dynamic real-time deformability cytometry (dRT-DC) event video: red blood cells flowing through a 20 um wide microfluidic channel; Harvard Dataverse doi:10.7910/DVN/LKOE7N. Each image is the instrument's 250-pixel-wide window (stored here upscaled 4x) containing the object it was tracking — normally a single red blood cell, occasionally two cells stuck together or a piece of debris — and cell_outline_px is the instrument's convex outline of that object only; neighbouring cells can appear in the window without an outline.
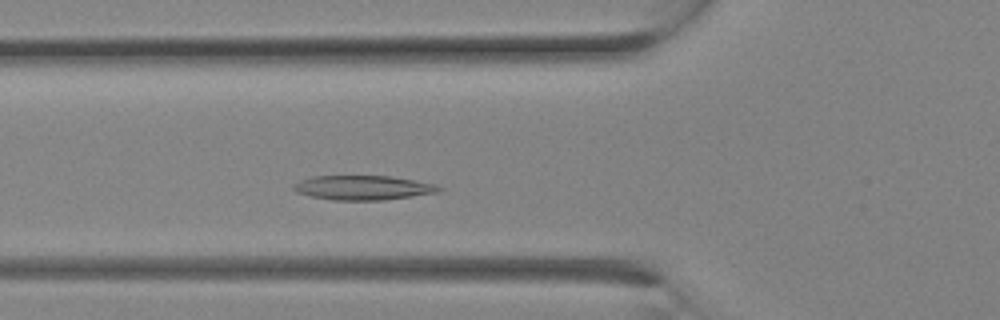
{"species": "Egyptian fruit bat (a non-hibernating species)", "species_latin": "Rousettus aegyptiacus", "temperature_condition": "room temperature", "stored_images_in_passage": 6, "camera_frame_rate_fps": 3000, "um_per_image_px": 0.085, "animal": {"sex": "female"}, "frame": {"image": 1, "passage_image": 6, "time_ms": 1.667, "image_size_px": [1000, 320], "cell_outline_px": [[444, 188], [440, 192], [384, 200], [332, 200], [308, 196], [296, 192], [292, 188], [292, 184], [300, 180], [312, 176], [392, 176], [436, 184]], "centroid_in_image_um": [30.85, 15.95], "position_along_channel_um": 95.0, "area_um2": 20.92}}